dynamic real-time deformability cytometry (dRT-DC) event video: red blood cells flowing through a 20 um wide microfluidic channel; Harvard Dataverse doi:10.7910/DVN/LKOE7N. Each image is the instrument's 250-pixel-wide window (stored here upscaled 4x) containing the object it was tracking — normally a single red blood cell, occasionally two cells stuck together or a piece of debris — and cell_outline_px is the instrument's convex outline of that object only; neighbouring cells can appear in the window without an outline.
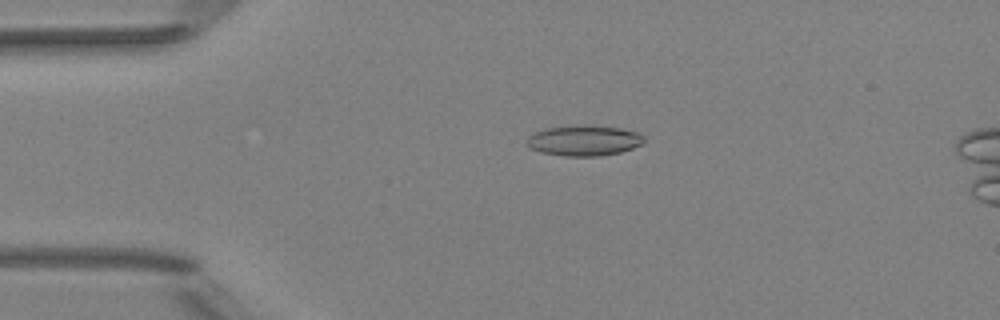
{"species": "Egyptian fruit bat (a non-hibernating species)", "species_latin": "Rousettus aegyptiacus", "temperature_condition": "room temperature", "stored_images_in_passage": 46, "camera_frame_rate_fps": 3000, "um_per_image_px": 0.085, "animal": {"sex": "female"}, "frame": {"image": 1, "passage_image": 7, "time_ms": 2.0, "image_size_px": [1000, 320], "cell_outline_px": [[644, 144], [620, 152], [600, 156], [564, 156], [540, 152], [528, 148], [524, 144], [524, 140], [528, 136], [544, 128], [620, 128], [640, 132], [644, 136]], "centroid_in_image_um": [49.61, 12.0], "position_along_channel_um": 35.4, "area_um2": 20.23}}
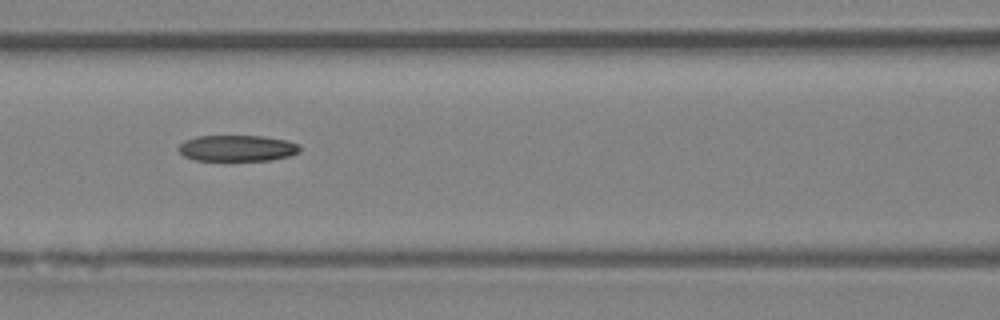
{"frame": {"image": 2, "passage_image": 18, "time_ms": 5.667, "image_size_px": [1000, 320], "cell_outline_px": [[300, 152], [288, 156], [272, 160], [196, 160], [184, 156], [176, 148], [184, 140], [196, 136], [264, 136], [288, 140], [300, 144]], "centroid_in_image_um": [20.17, 12.59], "position_along_channel_um": 146.4, "area_um2": 18.61}}
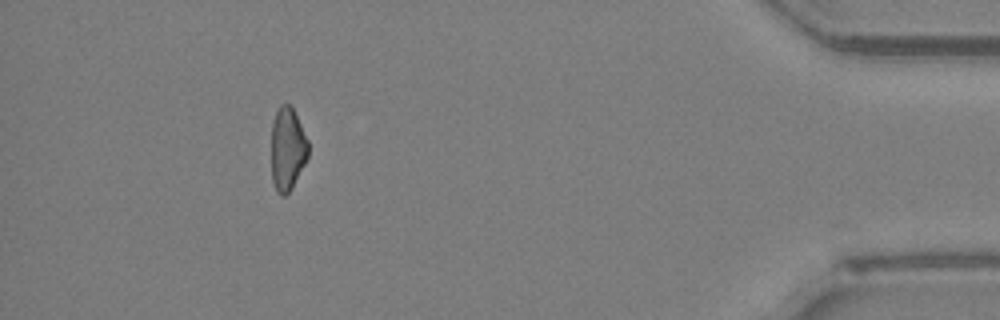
{"frame": {"image": 3, "passage_image": 42, "time_ms": 13.667, "image_size_px": [1000, 320], "cell_outline_px": [[308, 156], [292, 188], [284, 196], [280, 196], [276, 192], [272, 180], [272, 120], [280, 104], [288, 104], [292, 108], [308, 140]], "centroid_in_image_um": [24.42, 12.68], "position_along_channel_um": 410.8, "area_um2": 17.74}, "authors_computed_cell_mechanics": {"area_um2": 19.1896, "velocity_mm_per_s": 4.0591, "shape_relaxation_time_tau1_ms": null, "shape_relaxation_time_tau2_ms": 5.2263, "deformation_change_tau1": null, "deformation_change_tau2": 0.1453}}